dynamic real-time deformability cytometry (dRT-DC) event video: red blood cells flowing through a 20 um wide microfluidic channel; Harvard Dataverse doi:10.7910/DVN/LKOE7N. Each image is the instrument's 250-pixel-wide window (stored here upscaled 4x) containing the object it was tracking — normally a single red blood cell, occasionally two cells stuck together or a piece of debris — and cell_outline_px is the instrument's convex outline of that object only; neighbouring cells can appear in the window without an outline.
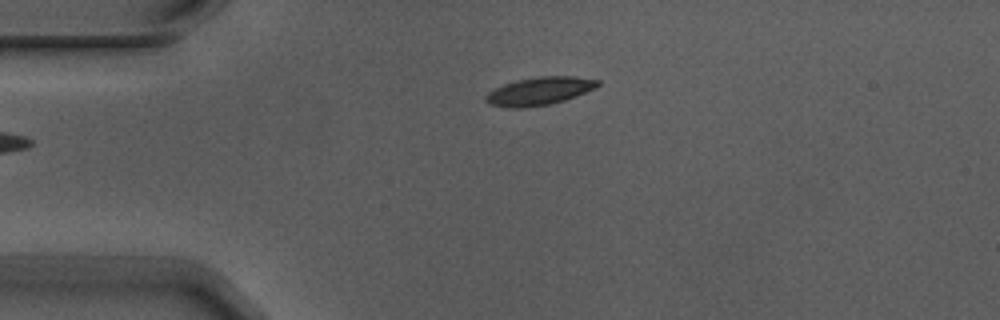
{"species": "Egyptian fruit bat (a non-hibernating species)", "species_latin": "Rousettus aegyptiacus", "temperature_condition": "warm", "stored_images_in_passage": 4, "camera_frame_rate_fps": 3000, "um_per_image_px": 0.085, "animal": {"sex": "male"}, "frame": {"image": 1, "passage_image": 4, "time_ms": 1.0, "image_size_px": [1000, 320], "cell_outline_px": [[600, 84], [596, 88], [576, 96], [564, 100], [548, 104], [520, 108], [512, 108], [488, 104], [484, 100], [484, 96], [488, 92], [504, 84], [516, 80], [540, 76], [572, 76], [600, 80]], "centroid_in_image_um": [45.84, 7.74], "position_along_channel_um": 39.2, "area_um2": 18.21}}